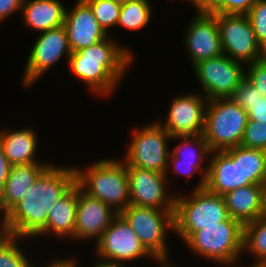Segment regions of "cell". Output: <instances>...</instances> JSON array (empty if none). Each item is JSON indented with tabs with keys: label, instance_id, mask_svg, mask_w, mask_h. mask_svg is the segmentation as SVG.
I'll use <instances>...</instances> for the list:
<instances>
[{
	"label": "cell",
	"instance_id": "6da1fadb",
	"mask_svg": "<svg viewBox=\"0 0 266 267\" xmlns=\"http://www.w3.org/2000/svg\"><path fill=\"white\" fill-rule=\"evenodd\" d=\"M75 184V168L49 164L21 200L3 216L0 231L21 239L36 237L45 228L50 209Z\"/></svg>",
	"mask_w": 266,
	"mask_h": 267
},
{
	"label": "cell",
	"instance_id": "7a4b0ae2",
	"mask_svg": "<svg viewBox=\"0 0 266 267\" xmlns=\"http://www.w3.org/2000/svg\"><path fill=\"white\" fill-rule=\"evenodd\" d=\"M134 61L130 50L108 37L95 45L72 52L71 71L96 95H109Z\"/></svg>",
	"mask_w": 266,
	"mask_h": 267
},
{
	"label": "cell",
	"instance_id": "3957f363",
	"mask_svg": "<svg viewBox=\"0 0 266 267\" xmlns=\"http://www.w3.org/2000/svg\"><path fill=\"white\" fill-rule=\"evenodd\" d=\"M76 183L120 214L130 205L129 178L125 163L107 158L96 161L87 169L76 168Z\"/></svg>",
	"mask_w": 266,
	"mask_h": 267
},
{
	"label": "cell",
	"instance_id": "277c9868",
	"mask_svg": "<svg viewBox=\"0 0 266 267\" xmlns=\"http://www.w3.org/2000/svg\"><path fill=\"white\" fill-rule=\"evenodd\" d=\"M225 220L235 219L229 216L223 196L206 187L194 188L189 196H175L174 233L184 241L195 231Z\"/></svg>",
	"mask_w": 266,
	"mask_h": 267
},
{
	"label": "cell",
	"instance_id": "5b68a950",
	"mask_svg": "<svg viewBox=\"0 0 266 267\" xmlns=\"http://www.w3.org/2000/svg\"><path fill=\"white\" fill-rule=\"evenodd\" d=\"M204 139L210 151H224L241 145L248 114L230 97L207 101Z\"/></svg>",
	"mask_w": 266,
	"mask_h": 267
},
{
	"label": "cell",
	"instance_id": "8992f818",
	"mask_svg": "<svg viewBox=\"0 0 266 267\" xmlns=\"http://www.w3.org/2000/svg\"><path fill=\"white\" fill-rule=\"evenodd\" d=\"M244 225L238 220H225L205 226L185 241L192 252L220 264L233 265L243 252Z\"/></svg>",
	"mask_w": 266,
	"mask_h": 267
},
{
	"label": "cell",
	"instance_id": "52a82bcc",
	"mask_svg": "<svg viewBox=\"0 0 266 267\" xmlns=\"http://www.w3.org/2000/svg\"><path fill=\"white\" fill-rule=\"evenodd\" d=\"M120 215L155 260L169 259L165 235L174 231V210L129 205Z\"/></svg>",
	"mask_w": 266,
	"mask_h": 267
},
{
	"label": "cell",
	"instance_id": "ba28073f",
	"mask_svg": "<svg viewBox=\"0 0 266 267\" xmlns=\"http://www.w3.org/2000/svg\"><path fill=\"white\" fill-rule=\"evenodd\" d=\"M171 138L158 121L134 129L123 162L126 166L169 174L167 166L171 151L168 150L167 141Z\"/></svg>",
	"mask_w": 266,
	"mask_h": 267
},
{
	"label": "cell",
	"instance_id": "9c48e42d",
	"mask_svg": "<svg viewBox=\"0 0 266 267\" xmlns=\"http://www.w3.org/2000/svg\"><path fill=\"white\" fill-rule=\"evenodd\" d=\"M95 244L96 255L101 258L98 263L101 264L126 267V261L130 262L145 256L154 258L120 214L113 219Z\"/></svg>",
	"mask_w": 266,
	"mask_h": 267
},
{
	"label": "cell",
	"instance_id": "30bf717a",
	"mask_svg": "<svg viewBox=\"0 0 266 267\" xmlns=\"http://www.w3.org/2000/svg\"><path fill=\"white\" fill-rule=\"evenodd\" d=\"M221 49L229 58L245 64L254 63L266 56L257 43L247 15L217 14Z\"/></svg>",
	"mask_w": 266,
	"mask_h": 267
},
{
	"label": "cell",
	"instance_id": "8fae6325",
	"mask_svg": "<svg viewBox=\"0 0 266 267\" xmlns=\"http://www.w3.org/2000/svg\"><path fill=\"white\" fill-rule=\"evenodd\" d=\"M243 64L225 54L195 64L193 69L204 96L208 100L230 97L245 78Z\"/></svg>",
	"mask_w": 266,
	"mask_h": 267
},
{
	"label": "cell",
	"instance_id": "7c38bea8",
	"mask_svg": "<svg viewBox=\"0 0 266 267\" xmlns=\"http://www.w3.org/2000/svg\"><path fill=\"white\" fill-rule=\"evenodd\" d=\"M35 41L23 73L22 85L26 87L32 86L63 55L69 59L72 53L64 25L40 33Z\"/></svg>",
	"mask_w": 266,
	"mask_h": 267
},
{
	"label": "cell",
	"instance_id": "4fadbf2b",
	"mask_svg": "<svg viewBox=\"0 0 266 267\" xmlns=\"http://www.w3.org/2000/svg\"><path fill=\"white\" fill-rule=\"evenodd\" d=\"M207 101L200 94L179 95L173 98L165 122L158 123L172 137L201 135L204 133Z\"/></svg>",
	"mask_w": 266,
	"mask_h": 267
},
{
	"label": "cell",
	"instance_id": "5bb4252c",
	"mask_svg": "<svg viewBox=\"0 0 266 267\" xmlns=\"http://www.w3.org/2000/svg\"><path fill=\"white\" fill-rule=\"evenodd\" d=\"M130 205L174 210L175 196H167V174L126 166ZM166 182V183H165Z\"/></svg>",
	"mask_w": 266,
	"mask_h": 267
},
{
	"label": "cell",
	"instance_id": "9a60e30c",
	"mask_svg": "<svg viewBox=\"0 0 266 267\" xmlns=\"http://www.w3.org/2000/svg\"><path fill=\"white\" fill-rule=\"evenodd\" d=\"M192 20L184 41L193 67L202 60L221 56L223 52L217 26V14L196 13Z\"/></svg>",
	"mask_w": 266,
	"mask_h": 267
},
{
	"label": "cell",
	"instance_id": "2e32d148",
	"mask_svg": "<svg viewBox=\"0 0 266 267\" xmlns=\"http://www.w3.org/2000/svg\"><path fill=\"white\" fill-rule=\"evenodd\" d=\"M117 215L111 207L88 195L78 185L74 240L94 238L97 242Z\"/></svg>",
	"mask_w": 266,
	"mask_h": 267
},
{
	"label": "cell",
	"instance_id": "e0dca14e",
	"mask_svg": "<svg viewBox=\"0 0 266 267\" xmlns=\"http://www.w3.org/2000/svg\"><path fill=\"white\" fill-rule=\"evenodd\" d=\"M73 9L66 10L64 26L70 50L79 51L91 47L108 37L99 25L90 5L85 0H77Z\"/></svg>",
	"mask_w": 266,
	"mask_h": 267
},
{
	"label": "cell",
	"instance_id": "ac0fdd59",
	"mask_svg": "<svg viewBox=\"0 0 266 267\" xmlns=\"http://www.w3.org/2000/svg\"><path fill=\"white\" fill-rule=\"evenodd\" d=\"M208 165L206 188L218 195L242 187L241 146L212 151Z\"/></svg>",
	"mask_w": 266,
	"mask_h": 267
},
{
	"label": "cell",
	"instance_id": "d6986e66",
	"mask_svg": "<svg viewBox=\"0 0 266 267\" xmlns=\"http://www.w3.org/2000/svg\"><path fill=\"white\" fill-rule=\"evenodd\" d=\"M175 138L176 140H181V143L170 152L167 167H172L177 174L182 173L188 179L196 171H200L203 175L196 189L204 188L206 186L208 166L203 169L202 162L209 158L211 151L203 134L198 136H173L171 139Z\"/></svg>",
	"mask_w": 266,
	"mask_h": 267
},
{
	"label": "cell",
	"instance_id": "ffe728a7",
	"mask_svg": "<svg viewBox=\"0 0 266 267\" xmlns=\"http://www.w3.org/2000/svg\"><path fill=\"white\" fill-rule=\"evenodd\" d=\"M48 166L47 163L41 162L11 166L4 189L0 193V215L4 216L21 200Z\"/></svg>",
	"mask_w": 266,
	"mask_h": 267
},
{
	"label": "cell",
	"instance_id": "44dd1931",
	"mask_svg": "<svg viewBox=\"0 0 266 267\" xmlns=\"http://www.w3.org/2000/svg\"><path fill=\"white\" fill-rule=\"evenodd\" d=\"M78 202V184L76 183L50 209L45 228L38 234L45 236L53 233L57 237L74 238L76 226V210Z\"/></svg>",
	"mask_w": 266,
	"mask_h": 267
},
{
	"label": "cell",
	"instance_id": "7402d4cb",
	"mask_svg": "<svg viewBox=\"0 0 266 267\" xmlns=\"http://www.w3.org/2000/svg\"><path fill=\"white\" fill-rule=\"evenodd\" d=\"M66 10L60 0H25L21 8L24 24L41 33L64 25Z\"/></svg>",
	"mask_w": 266,
	"mask_h": 267
},
{
	"label": "cell",
	"instance_id": "603a6c76",
	"mask_svg": "<svg viewBox=\"0 0 266 267\" xmlns=\"http://www.w3.org/2000/svg\"><path fill=\"white\" fill-rule=\"evenodd\" d=\"M7 131H0V145L11 166L39 163L35 159L38 140L34 130L25 127Z\"/></svg>",
	"mask_w": 266,
	"mask_h": 267
},
{
	"label": "cell",
	"instance_id": "cb8c5ba5",
	"mask_svg": "<svg viewBox=\"0 0 266 267\" xmlns=\"http://www.w3.org/2000/svg\"><path fill=\"white\" fill-rule=\"evenodd\" d=\"M229 216L243 225L261 218V187L249 185L223 195Z\"/></svg>",
	"mask_w": 266,
	"mask_h": 267
},
{
	"label": "cell",
	"instance_id": "d4e9b609",
	"mask_svg": "<svg viewBox=\"0 0 266 267\" xmlns=\"http://www.w3.org/2000/svg\"><path fill=\"white\" fill-rule=\"evenodd\" d=\"M242 187L260 185L266 179V151L241 146Z\"/></svg>",
	"mask_w": 266,
	"mask_h": 267
},
{
	"label": "cell",
	"instance_id": "484cf974",
	"mask_svg": "<svg viewBox=\"0 0 266 267\" xmlns=\"http://www.w3.org/2000/svg\"><path fill=\"white\" fill-rule=\"evenodd\" d=\"M250 252L257 263L266 265V219L244 224L243 252Z\"/></svg>",
	"mask_w": 266,
	"mask_h": 267
},
{
	"label": "cell",
	"instance_id": "4316f807",
	"mask_svg": "<svg viewBox=\"0 0 266 267\" xmlns=\"http://www.w3.org/2000/svg\"><path fill=\"white\" fill-rule=\"evenodd\" d=\"M152 13L149 0H131L121 5L117 26H123L128 30H139L149 23Z\"/></svg>",
	"mask_w": 266,
	"mask_h": 267
},
{
	"label": "cell",
	"instance_id": "83f0119b",
	"mask_svg": "<svg viewBox=\"0 0 266 267\" xmlns=\"http://www.w3.org/2000/svg\"><path fill=\"white\" fill-rule=\"evenodd\" d=\"M19 239L0 231V267H31V262L18 245Z\"/></svg>",
	"mask_w": 266,
	"mask_h": 267
},
{
	"label": "cell",
	"instance_id": "f1b7e54d",
	"mask_svg": "<svg viewBox=\"0 0 266 267\" xmlns=\"http://www.w3.org/2000/svg\"><path fill=\"white\" fill-rule=\"evenodd\" d=\"M93 10L99 25L107 33L109 27L117 26L121 5L110 0H85Z\"/></svg>",
	"mask_w": 266,
	"mask_h": 267
},
{
	"label": "cell",
	"instance_id": "f546056e",
	"mask_svg": "<svg viewBox=\"0 0 266 267\" xmlns=\"http://www.w3.org/2000/svg\"><path fill=\"white\" fill-rule=\"evenodd\" d=\"M246 15L251 22L257 43L266 53V0H258Z\"/></svg>",
	"mask_w": 266,
	"mask_h": 267
},
{
	"label": "cell",
	"instance_id": "4dcf8cb0",
	"mask_svg": "<svg viewBox=\"0 0 266 267\" xmlns=\"http://www.w3.org/2000/svg\"><path fill=\"white\" fill-rule=\"evenodd\" d=\"M240 146L266 151V123L248 120Z\"/></svg>",
	"mask_w": 266,
	"mask_h": 267
},
{
	"label": "cell",
	"instance_id": "1f68e13d",
	"mask_svg": "<svg viewBox=\"0 0 266 267\" xmlns=\"http://www.w3.org/2000/svg\"><path fill=\"white\" fill-rule=\"evenodd\" d=\"M248 66L245 78L258 89L260 94L266 97V56L259 61L249 63Z\"/></svg>",
	"mask_w": 266,
	"mask_h": 267
},
{
	"label": "cell",
	"instance_id": "d6a6232c",
	"mask_svg": "<svg viewBox=\"0 0 266 267\" xmlns=\"http://www.w3.org/2000/svg\"><path fill=\"white\" fill-rule=\"evenodd\" d=\"M230 98L245 110L246 102H253L263 98V95L258 92V89L247 78H244Z\"/></svg>",
	"mask_w": 266,
	"mask_h": 267
},
{
	"label": "cell",
	"instance_id": "836d02e7",
	"mask_svg": "<svg viewBox=\"0 0 266 267\" xmlns=\"http://www.w3.org/2000/svg\"><path fill=\"white\" fill-rule=\"evenodd\" d=\"M258 0H221L220 6L213 14L246 15Z\"/></svg>",
	"mask_w": 266,
	"mask_h": 267
},
{
	"label": "cell",
	"instance_id": "e575fe53",
	"mask_svg": "<svg viewBox=\"0 0 266 267\" xmlns=\"http://www.w3.org/2000/svg\"><path fill=\"white\" fill-rule=\"evenodd\" d=\"M246 112L249 120L266 123V97L253 102H246Z\"/></svg>",
	"mask_w": 266,
	"mask_h": 267
},
{
	"label": "cell",
	"instance_id": "d590c367",
	"mask_svg": "<svg viewBox=\"0 0 266 267\" xmlns=\"http://www.w3.org/2000/svg\"><path fill=\"white\" fill-rule=\"evenodd\" d=\"M25 0H0V21L11 17L12 13L19 11Z\"/></svg>",
	"mask_w": 266,
	"mask_h": 267
},
{
	"label": "cell",
	"instance_id": "8d00e7d4",
	"mask_svg": "<svg viewBox=\"0 0 266 267\" xmlns=\"http://www.w3.org/2000/svg\"><path fill=\"white\" fill-rule=\"evenodd\" d=\"M197 9V13H213L221 4V0H188Z\"/></svg>",
	"mask_w": 266,
	"mask_h": 267
},
{
	"label": "cell",
	"instance_id": "74e56055",
	"mask_svg": "<svg viewBox=\"0 0 266 267\" xmlns=\"http://www.w3.org/2000/svg\"><path fill=\"white\" fill-rule=\"evenodd\" d=\"M11 164L7 160L3 148L0 145V193L3 191L5 182L8 178Z\"/></svg>",
	"mask_w": 266,
	"mask_h": 267
},
{
	"label": "cell",
	"instance_id": "f35d334b",
	"mask_svg": "<svg viewBox=\"0 0 266 267\" xmlns=\"http://www.w3.org/2000/svg\"><path fill=\"white\" fill-rule=\"evenodd\" d=\"M77 262L76 260L73 258H68V259H59L58 258L56 260H54V262H50L47 267H77ZM31 267H36L33 264L31 265Z\"/></svg>",
	"mask_w": 266,
	"mask_h": 267
},
{
	"label": "cell",
	"instance_id": "ab89813d",
	"mask_svg": "<svg viewBox=\"0 0 266 267\" xmlns=\"http://www.w3.org/2000/svg\"><path fill=\"white\" fill-rule=\"evenodd\" d=\"M261 187V217L266 219V179L260 184Z\"/></svg>",
	"mask_w": 266,
	"mask_h": 267
},
{
	"label": "cell",
	"instance_id": "60d3db41",
	"mask_svg": "<svg viewBox=\"0 0 266 267\" xmlns=\"http://www.w3.org/2000/svg\"><path fill=\"white\" fill-rule=\"evenodd\" d=\"M156 261L161 264V267H172L170 264H168L169 259H161Z\"/></svg>",
	"mask_w": 266,
	"mask_h": 267
},
{
	"label": "cell",
	"instance_id": "b9f144b4",
	"mask_svg": "<svg viewBox=\"0 0 266 267\" xmlns=\"http://www.w3.org/2000/svg\"><path fill=\"white\" fill-rule=\"evenodd\" d=\"M113 1L114 3H117L119 5H124L125 3L131 1V0H110Z\"/></svg>",
	"mask_w": 266,
	"mask_h": 267
},
{
	"label": "cell",
	"instance_id": "7bdbcfd3",
	"mask_svg": "<svg viewBox=\"0 0 266 267\" xmlns=\"http://www.w3.org/2000/svg\"><path fill=\"white\" fill-rule=\"evenodd\" d=\"M94 267H120V266H113V265H106V264H101V263H96Z\"/></svg>",
	"mask_w": 266,
	"mask_h": 267
},
{
	"label": "cell",
	"instance_id": "ee69618b",
	"mask_svg": "<svg viewBox=\"0 0 266 267\" xmlns=\"http://www.w3.org/2000/svg\"><path fill=\"white\" fill-rule=\"evenodd\" d=\"M248 267H266L265 264L254 262L251 266Z\"/></svg>",
	"mask_w": 266,
	"mask_h": 267
}]
</instances>
